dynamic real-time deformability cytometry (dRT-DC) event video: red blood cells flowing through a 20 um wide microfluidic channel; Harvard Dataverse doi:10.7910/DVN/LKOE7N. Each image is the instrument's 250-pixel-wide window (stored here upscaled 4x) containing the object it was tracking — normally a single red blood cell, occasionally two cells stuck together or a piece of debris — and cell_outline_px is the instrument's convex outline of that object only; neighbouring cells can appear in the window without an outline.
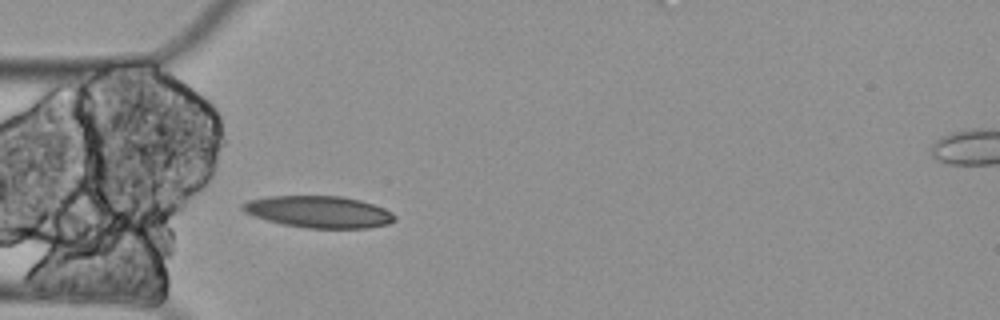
{"species": "Egyptian fruit bat (a non-hibernating species)", "species_latin": "Rousettus aegyptiacus", "temperature_condition": "cold", "stored_images_in_passage": 2, "camera_frame_rate_fps": 3000, "um_per_image_px": 0.085, "animal": {"sex": "female"}, "frame": {"image": 1, "passage_image": 1, "time_ms": 0.0, "image_size_px": [1000, 320], "cell_outline_px": [[396, 220], [388, 224], [368, 228], [308, 228], [284, 224], [252, 216], [244, 212], [240, 208], [240, 204], [248, 200], [268, 196], [340, 196], [360, 200], [384, 208], [392, 212], [396, 216]], "centroid_in_image_um": [27.09, 18.0], "position_along_channel_um": 57.9, "area_um2": 28.26}}